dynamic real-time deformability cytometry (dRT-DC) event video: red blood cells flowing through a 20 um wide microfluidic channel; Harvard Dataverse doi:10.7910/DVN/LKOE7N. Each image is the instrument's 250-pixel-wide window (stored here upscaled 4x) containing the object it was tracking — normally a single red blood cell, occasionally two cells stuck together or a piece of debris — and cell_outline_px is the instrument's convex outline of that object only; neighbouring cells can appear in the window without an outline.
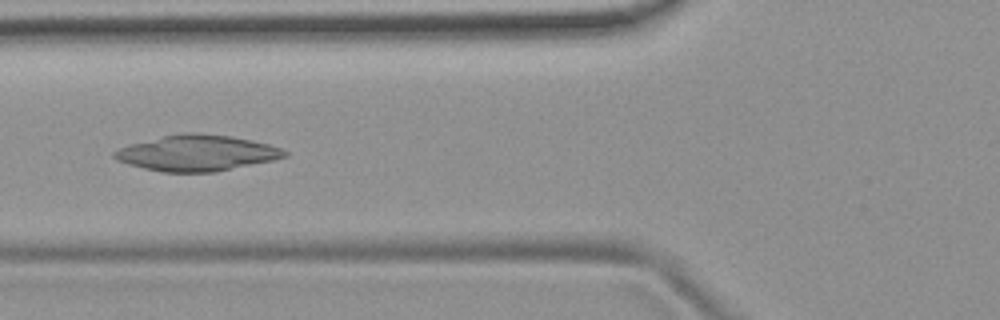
{"species": "common noctule bat (a hibernating species)", "species_latin": "Nyctalus noctula", "temperature_condition": "room temperature", "stored_images_in_passage": 52, "camera_frame_rate_fps": 3000, "um_per_image_px": 0.085, "animal": {"sex": "female", "body_mass_g": 19.9}, "frame": {"image": 1, "passage_image": 19, "time_ms": 6.0, "image_size_px": [1000, 320], "cell_outline_px": [[288, 156], [272, 160], [216, 172], [160, 172], [128, 164], [116, 160], [112, 156], [112, 152], [128, 144], [180, 132], [196, 132], [232, 136], [252, 140], [268, 144], [280, 148], [288, 152]], "centroid_in_image_um": [16.71, 13.0], "position_along_channel_um": 109.1, "area_um2": 35.72}}
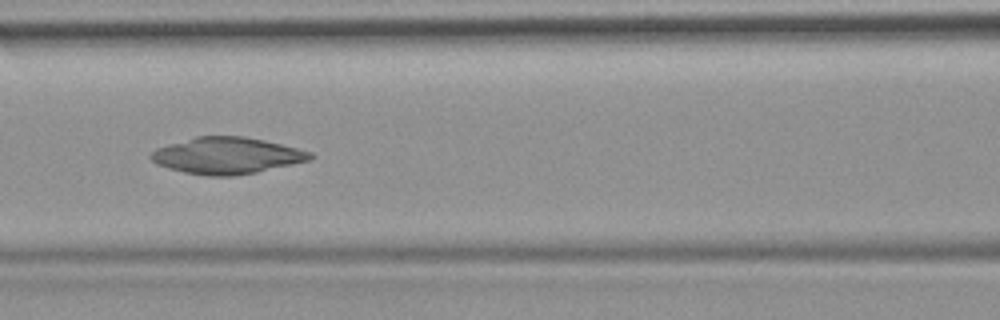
{"frame": {"image": 2, "passage_image": 22, "time_ms": 7.0, "image_size_px": [1000, 320], "cell_outline_px": [[316, 156], [312, 160], [256, 172], [236, 176], [208, 176], [184, 172], [168, 168], [156, 164], [148, 156], [156, 148], [168, 144], [196, 136], [244, 136], [264, 140], [312, 152]], "centroid_in_image_um": [19.29, 13.23], "position_along_channel_um": 147.3, "area_um2": 33.99}}
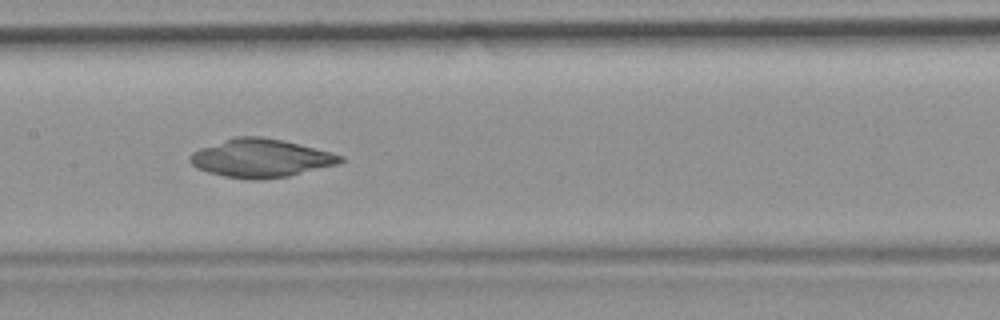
{"frame": {"image": 3, "passage_image": 25, "time_ms": 8.0, "image_size_px": [1000, 320], "cell_outline_px": [[344, 160], [336, 164], [288, 176], [248, 180], [224, 176], [208, 172], [196, 168], [188, 160], [188, 156], [192, 152], [200, 148], [236, 136], [260, 136], [280, 140], [344, 156]], "centroid_in_image_um": [22.09, 13.45], "position_along_channel_um": 185.3, "area_um2": 32.95}}